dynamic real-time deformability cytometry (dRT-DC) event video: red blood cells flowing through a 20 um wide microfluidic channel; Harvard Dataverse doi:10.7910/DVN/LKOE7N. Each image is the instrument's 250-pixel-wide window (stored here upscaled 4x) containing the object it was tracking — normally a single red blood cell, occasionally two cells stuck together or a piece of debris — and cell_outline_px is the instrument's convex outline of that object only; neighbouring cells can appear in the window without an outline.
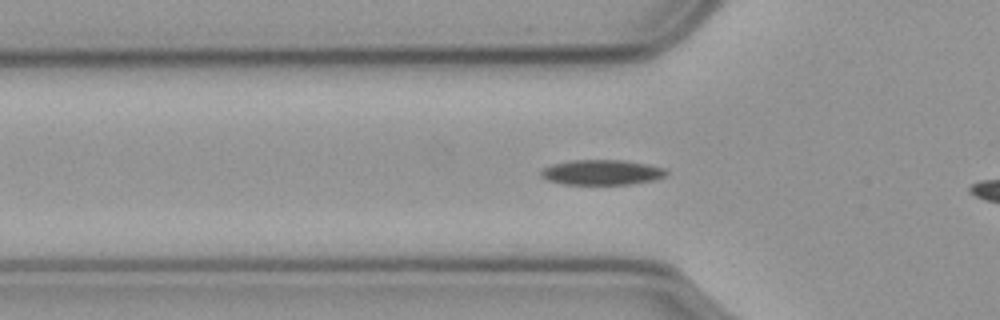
{"species": "common noctule bat (a hibernating species)", "species_latin": "Nyctalus noctula", "temperature_condition": "cold", "stored_images_in_passage": 38, "camera_frame_rate_fps": 3000, "um_per_image_px": 0.085, "animal": {"sex": "male", "body_mass_g": 23.1, "forearm_length_mm": 52.7}, "frame": {"image": 1, "passage_image": 10, "time_ms": 3.0, "image_size_px": [1000, 320], "cell_outline_px": [[668, 172], [664, 176], [652, 180], [628, 184], [564, 184], [548, 180], [540, 176], [540, 168], [552, 164], [572, 160], [624, 160], [648, 164], [664, 168]], "centroid_in_image_um": [51.1, 14.64], "position_along_channel_um": 74.7, "area_um2": 18.32}}
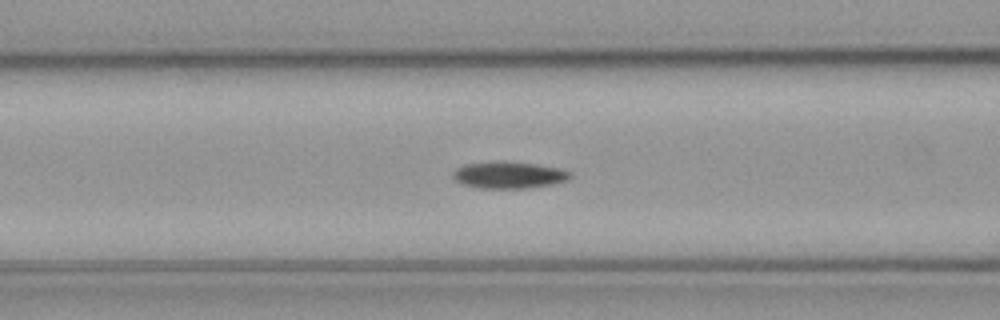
{"frame": {"image": 2, "passage_image": 14, "time_ms": 4.333, "image_size_px": [1000, 320], "cell_outline_px": [[572, 176], [568, 180], [552, 184], [528, 188], [480, 188], [460, 184], [452, 176], [452, 172], [456, 168], [468, 164], [500, 160], [504, 160], [536, 164], [556, 168], [568, 172]], "centroid_in_image_um": [43.21, 14.87], "position_along_channel_um": 123.4, "area_um2": 18.32}}
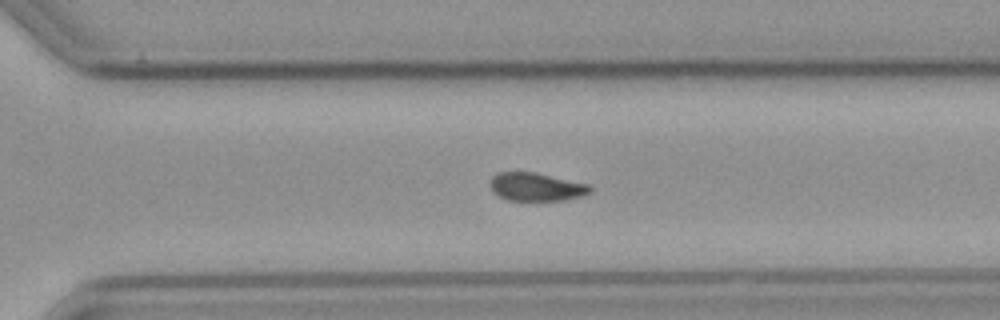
{"frame": {"image": 3, "passage_image": 31, "time_ms": 10.0, "image_size_px": [1000, 320], "cell_outline_px": [[592, 192], [584, 196], [564, 200], [508, 200], [492, 192], [488, 184], [492, 176], [496, 172], [536, 172], [592, 184]], "centroid_in_image_um": [45.61, 15.87], "position_along_channel_um": 325.0, "area_um2": 16.88}}